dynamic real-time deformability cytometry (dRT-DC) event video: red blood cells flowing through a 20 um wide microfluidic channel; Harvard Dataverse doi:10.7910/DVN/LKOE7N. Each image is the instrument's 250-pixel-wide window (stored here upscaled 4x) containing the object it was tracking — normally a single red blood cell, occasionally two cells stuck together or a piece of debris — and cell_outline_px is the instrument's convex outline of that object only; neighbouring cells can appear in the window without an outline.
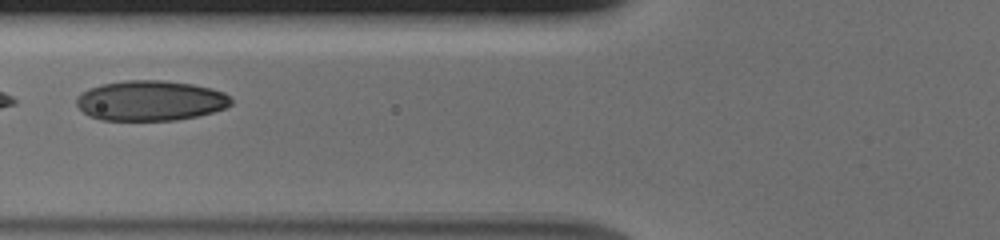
{"species": "human", "species_latin": "Homo sapiens", "temperature_condition": "cold", "stored_images_in_passage": 42, "segment_of_instrument_passage": [2, 2], "camera_frame_rate_fps": 3000, "um_per_image_px": 0.085, "donor": {"sex": "male"}, "frame": {"image": 1, "passage_image": 15, "time_ms": 4.667, "image_size_px": [1000, 240], "cell_outline_px": [[232, 104], [224, 108], [212, 112], [196, 116], [176, 120], [100, 120], [88, 116], [76, 104], [76, 96], [88, 88], [100, 84], [128, 80], [164, 80], [192, 84], [212, 88], [224, 92], [232, 100]], "centroid_in_image_um": [12.76, 8.55], "position_along_channel_um": 113.0, "area_um2": 36.36}}
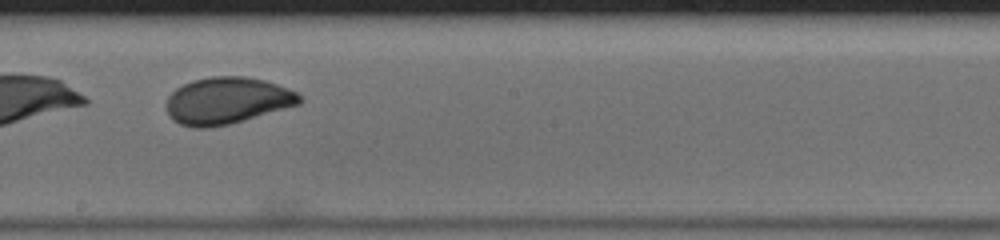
{"frame": {"image": 2, "passage_image": 24, "time_ms": 7.667, "image_size_px": [1000, 240], "cell_outline_px": [[304, 100], [300, 104], [228, 124], [208, 128], [192, 128], [180, 124], [172, 120], [168, 116], [168, 96], [176, 88], [192, 80], [212, 76], [244, 76], [264, 80], [288, 88], [296, 92]], "centroid_in_image_um": [19.29, 8.55], "position_along_channel_um": 228.9, "area_um2": 36.18}}
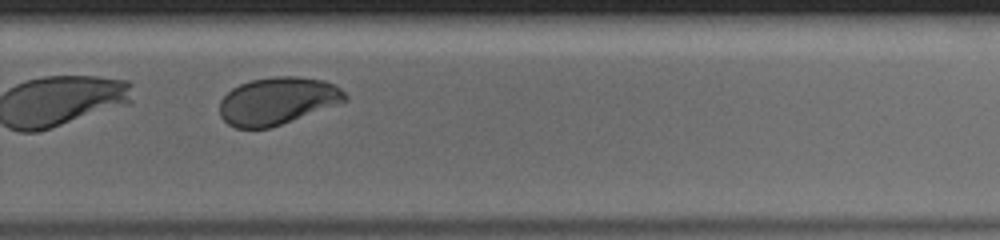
{"frame": {"image": 3, "passage_image": 30, "time_ms": 9.667, "image_size_px": [1000, 240], "cell_outline_px": [[348, 100], [280, 124], [268, 128], [236, 128], [228, 124], [220, 116], [220, 100], [232, 88], [240, 84], [252, 80], [276, 76], [296, 76], [324, 80], [340, 88], [348, 96]], "centroid_in_image_um": [23.56, 8.57], "position_along_channel_um": 306.2, "area_um2": 34.22}}